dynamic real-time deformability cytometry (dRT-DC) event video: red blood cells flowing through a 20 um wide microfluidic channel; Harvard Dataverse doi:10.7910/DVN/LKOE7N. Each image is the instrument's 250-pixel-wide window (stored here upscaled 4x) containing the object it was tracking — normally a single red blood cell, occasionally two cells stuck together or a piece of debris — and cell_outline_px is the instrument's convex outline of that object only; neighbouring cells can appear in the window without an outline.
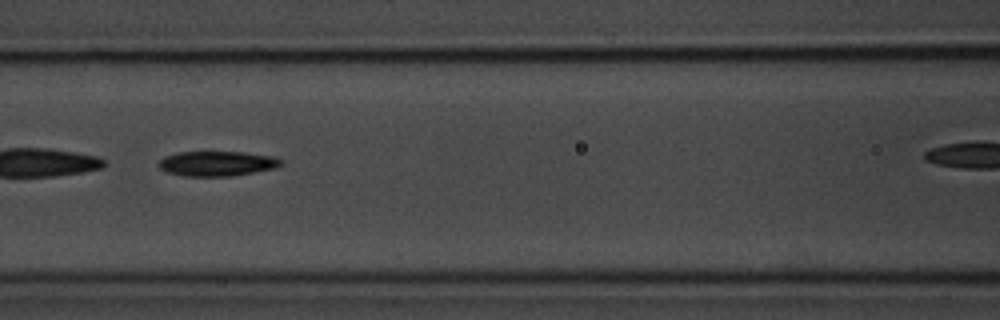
{"species": "common noctule bat (a hibernating species)", "species_latin": "Nyctalus noctula", "temperature_condition": "room temperature", "stored_images_in_passage": 38, "camera_frame_rate_fps": 3000, "um_per_image_px": 0.085, "animal": {"sex": "male", "body_mass_g": 20.1, "forearm_length_mm": 53.5}, "frame": {"image": 1, "passage_image": 17, "time_ms": 5.333, "image_size_px": [1000, 320], "cell_outline_px": [[284, 160], [276, 168], [232, 176], [184, 176], [168, 172], [160, 168], [160, 160], [164, 156], [176, 152], [244, 152], [272, 156]], "centroid_in_image_um": [18.46, 13.9], "position_along_channel_um": 148.1, "area_um2": 17.69}}